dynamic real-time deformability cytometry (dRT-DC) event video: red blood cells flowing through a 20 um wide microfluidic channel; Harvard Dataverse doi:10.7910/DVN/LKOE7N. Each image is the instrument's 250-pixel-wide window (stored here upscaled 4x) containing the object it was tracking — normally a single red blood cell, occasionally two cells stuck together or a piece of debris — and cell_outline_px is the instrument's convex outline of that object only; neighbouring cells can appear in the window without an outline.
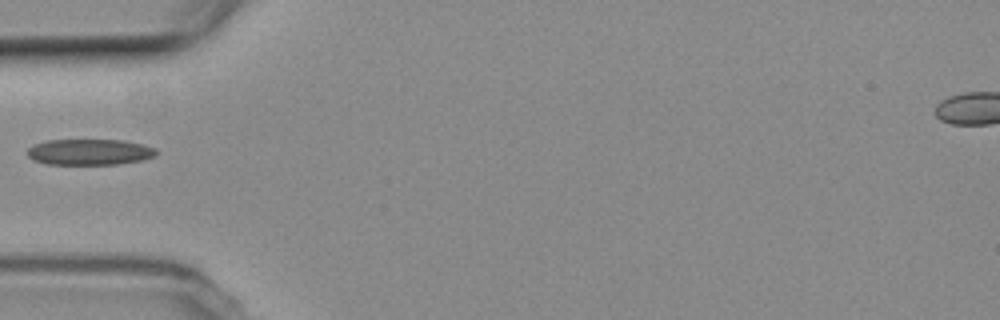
{"species": "common noctule bat (a hibernating species)", "species_latin": "Nyctalus noctula", "temperature_condition": "room temperature", "stored_images_in_passage": 5, "camera_frame_rate_fps": 3000, "um_per_image_px": 0.085, "animal": {"sex": "female", "body_mass_g": 19.3, "forearm_length_mm": 54.1}, "frame": {"image": 1, "passage_image": 5, "time_ms": 5.333, "image_size_px": [1000, 320], "cell_outline_px": [[156, 156], [144, 160], [116, 164], [48, 164], [36, 160], [28, 156], [28, 148], [32, 144], [48, 140], [124, 140], [156, 148]], "centroid_in_image_um": [7.63, 12.91], "position_along_channel_um": 77.4, "area_um2": 19.42}}